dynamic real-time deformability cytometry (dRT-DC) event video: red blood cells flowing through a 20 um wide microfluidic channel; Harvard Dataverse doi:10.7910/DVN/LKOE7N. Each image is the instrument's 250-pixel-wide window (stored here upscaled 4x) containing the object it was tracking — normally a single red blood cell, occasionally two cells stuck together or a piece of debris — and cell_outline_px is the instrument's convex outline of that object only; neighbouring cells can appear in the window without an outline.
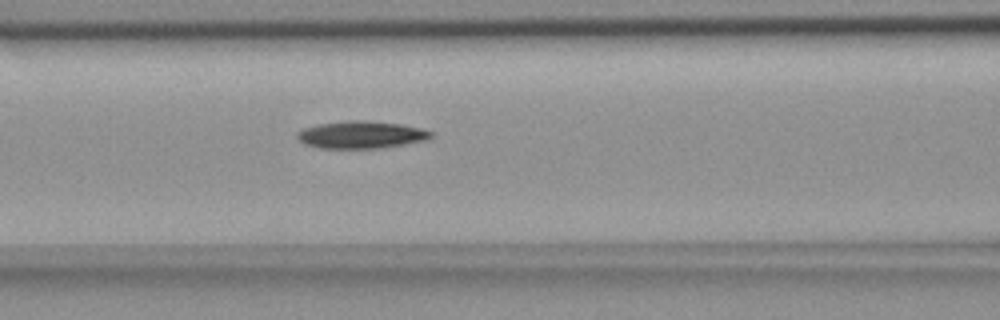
{"species": "common noctule bat (a hibernating species)", "species_latin": "Nyctalus noctula", "temperature_condition": "room temperature", "stored_images_in_passage": 42, "camera_frame_rate_fps": 3000, "um_per_image_px": 0.085, "animal": {"sex": "female", "body_mass_g": 18.4}, "frame": {"image": 1, "passage_image": 16, "time_ms": 5.0, "image_size_px": [1000, 320], "cell_outline_px": [[432, 136], [424, 140], [384, 148], [320, 148], [304, 144], [296, 136], [296, 132], [304, 128], [320, 124], [352, 120], [364, 120], [400, 124], [420, 128], [432, 132]], "centroid_in_image_um": [30.67, 11.46], "position_along_channel_um": 135.9, "area_um2": 21.1}}
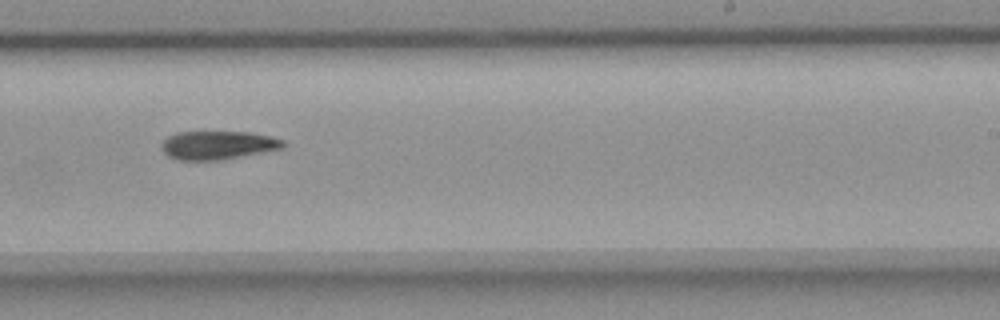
{"frame": {"image": 2, "passage_image": 27, "time_ms": 8.667, "image_size_px": [1000, 320], "cell_outline_px": [[284, 148], [224, 160], [176, 160], [168, 156], [164, 152], [164, 140], [168, 136], [176, 132], [248, 132], [268, 136], [284, 140]], "centroid_in_image_um": [18.54, 12.35], "position_along_channel_um": 270.5, "area_um2": 20.11}}
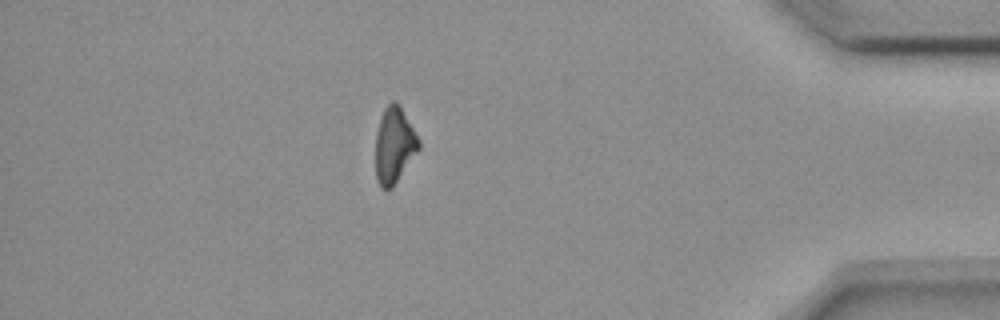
{"frame": {"image": 3, "passage_image": 41, "time_ms": 13.333, "image_size_px": [1000, 320], "cell_outline_px": [[420, 148], [392, 188], [380, 188], [376, 180], [376, 132], [384, 108], [392, 100], [396, 100], [400, 104], [420, 140]], "centroid_in_image_um": [33.51, 12.32], "position_along_channel_um": 401.7, "area_um2": 19.19}}